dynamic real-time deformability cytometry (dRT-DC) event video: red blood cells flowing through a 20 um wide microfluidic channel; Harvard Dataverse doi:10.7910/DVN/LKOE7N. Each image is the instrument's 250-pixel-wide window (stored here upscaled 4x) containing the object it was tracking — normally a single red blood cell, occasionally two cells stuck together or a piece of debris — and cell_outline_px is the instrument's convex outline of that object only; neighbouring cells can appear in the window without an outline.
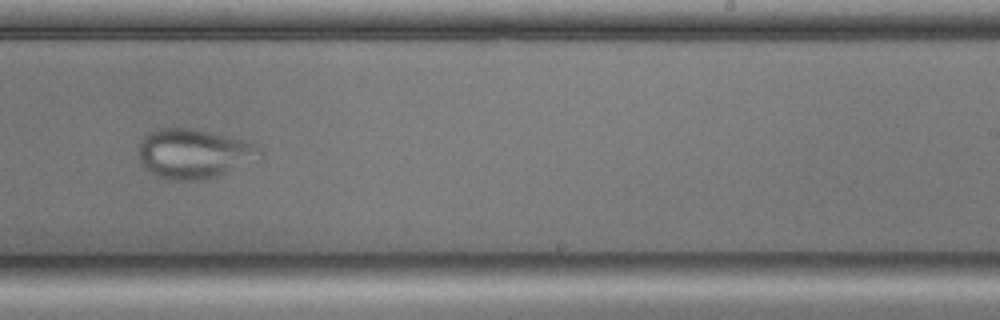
{"species": "common noctule bat (a hibernating species)", "species_latin": "Nyctalus noctula", "temperature_condition": "cold", "stored_images_in_passage": 54, "camera_frame_rate_fps": 3000, "um_per_image_px": 0.085, "animal": {"sex": "male", "body_mass_g": 17.9, "forearm_length_mm": 54.2}, "frame": {"image": 1, "passage_image": 33, "time_ms": 10.667, "image_size_px": [1000, 320], "cell_outline_px": [[264, 156], [216, 176], [204, 180], [168, 180], [156, 176], [144, 168], [136, 152], [140, 140], [148, 132], [160, 128], [192, 128], [248, 140], [256, 144], [264, 152]], "centroid_in_image_um": [16.45, 13.05], "position_along_channel_um": 272.5, "area_um2": 35.49}}